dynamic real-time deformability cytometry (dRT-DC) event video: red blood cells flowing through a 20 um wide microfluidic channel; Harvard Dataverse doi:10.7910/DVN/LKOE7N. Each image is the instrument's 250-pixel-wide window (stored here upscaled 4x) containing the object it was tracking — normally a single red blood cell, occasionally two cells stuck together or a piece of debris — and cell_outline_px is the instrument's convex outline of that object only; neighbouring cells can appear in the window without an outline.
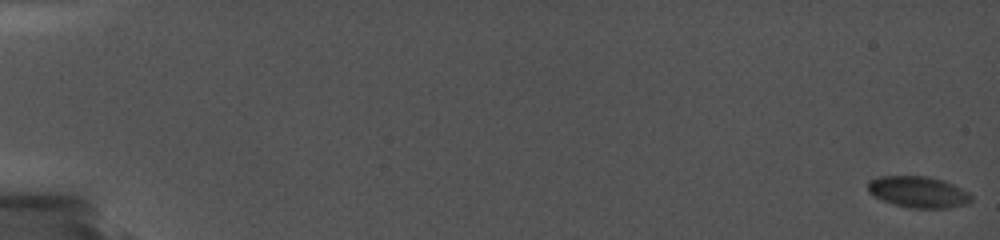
{"species": "common noctule bat (a hibernating species)", "species_latin": "Nyctalus noctula", "temperature_condition": "cold", "stored_images_in_passage": 18, "camera_frame_rate_fps": 5000, "um_per_image_px": 0.085, "animal": {"sex": "female", "body_mass_g": 19.0, "forearm_length_mm": 56.7}, "frame": {"image": 1, "passage_image": 1, "time_ms": 0.0, "image_size_px": [1000, 240], "cell_outline_px": [[972, 200], [968, 204], [948, 208], [912, 208], [896, 204], [884, 200], [868, 192], [868, 180], [880, 176], [924, 176], [944, 180], [968, 192], [972, 196]], "centroid_in_image_um": [78.08, 16.31], "position_along_channel_um": 6.9, "area_um2": 18.73}}
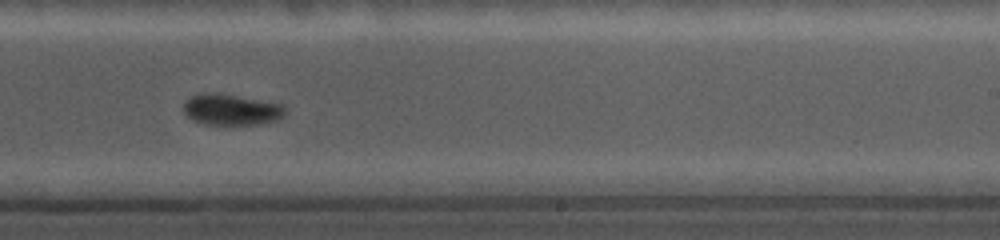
{"frame": {"image": 2, "passage_image": 14, "time_ms": 12.6, "image_size_px": [1000, 240], "cell_outline_px": [[284, 116], [280, 120], [260, 124], [208, 124], [192, 120], [184, 112], [184, 104], [192, 96], [200, 92], [216, 92], [280, 104], [284, 108]], "centroid_in_image_um": [19.65, 9.31], "position_along_channel_um": 269.4, "area_um2": 18.21}}
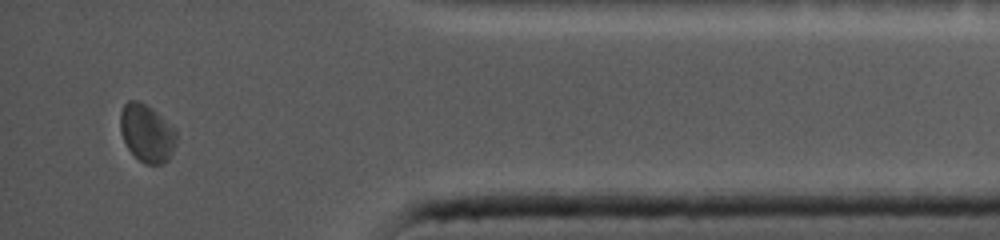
{"frame": {"image": 3, "passage_image": 18, "time_ms": 17.2, "image_size_px": [1000, 240], "cell_outline_px": [[176, 144], [168, 160], [164, 164], [144, 164], [128, 148], [120, 132], [120, 112], [124, 104], [128, 100], [140, 100], [152, 108], [176, 132]], "centroid_in_image_um": [12.46, 11.31], "position_along_channel_um": 422.7, "area_um2": 18.73}}